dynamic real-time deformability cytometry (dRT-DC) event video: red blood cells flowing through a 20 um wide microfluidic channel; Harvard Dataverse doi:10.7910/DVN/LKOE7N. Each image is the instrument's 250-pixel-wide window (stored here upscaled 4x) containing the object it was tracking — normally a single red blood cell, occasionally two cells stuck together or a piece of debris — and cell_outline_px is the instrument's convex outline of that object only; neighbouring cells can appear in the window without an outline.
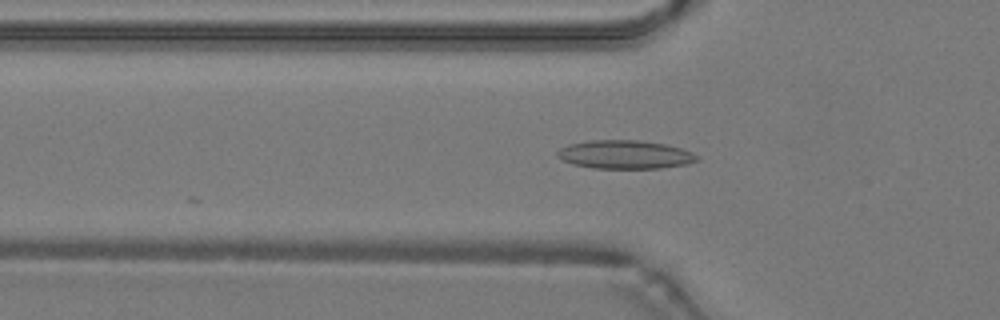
{"species": "common noctule bat (a hibernating species)", "species_latin": "Nyctalus noctula", "temperature_condition": "warm", "stored_images_in_passage": 25, "camera_frame_rate_fps": 3000, "um_per_image_px": 0.085, "animal": {"sex": "male", "body_mass_g": 19.2, "forearm_length_mm": 51.8}, "frame": {"image": 1, "passage_image": 17, "time_ms": 5.333, "image_size_px": [1000, 320], "cell_outline_px": [[700, 160], [688, 164], [660, 168], [592, 168], [572, 164], [560, 160], [556, 156], [556, 152], [560, 148], [568, 144], [588, 140], [640, 140], [668, 144], [692, 152], [700, 156]], "centroid_in_image_um": [53.12, 13.13], "position_along_channel_um": 72.7, "area_um2": 23.58}}
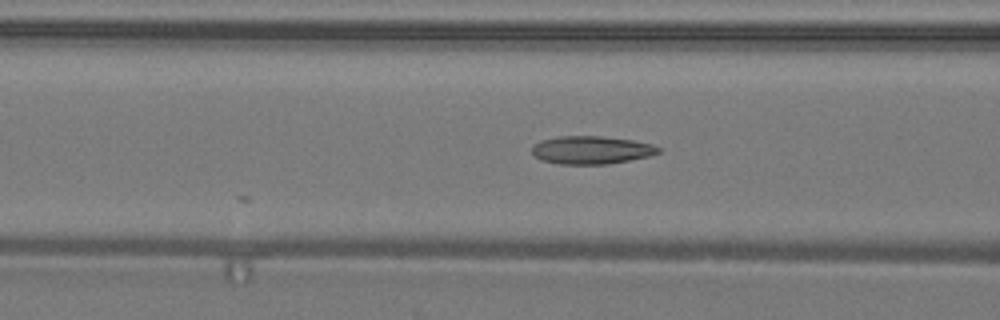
{"frame": {"image": 2, "passage_image": 20, "time_ms": 6.333, "image_size_px": [1000, 320], "cell_outline_px": [[660, 152], [648, 156], [608, 164], [560, 164], [540, 160], [532, 152], [532, 148], [540, 140], [560, 136], [600, 136], [632, 140], [652, 144], [660, 148]], "centroid_in_image_um": [50.25, 12.75], "position_along_channel_um": 116.3, "area_um2": 20.46}}
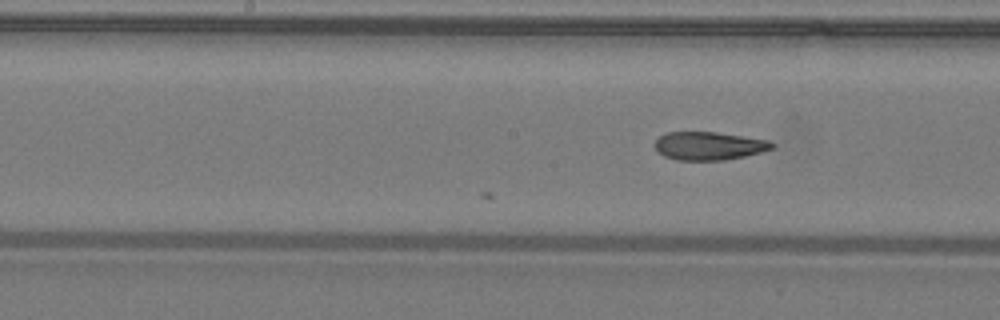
{"frame": {"image": 3, "passage_image": 25, "time_ms": 8.0, "image_size_px": [1000, 320], "cell_outline_px": [[776, 144], [772, 148], [760, 152], [744, 156], [724, 160], [676, 160], [664, 156], [652, 144], [660, 136], [668, 132], [716, 132], [768, 140]], "centroid_in_image_um": [60.24, 12.4], "position_along_channel_um": 188.0, "area_um2": 19.13}}